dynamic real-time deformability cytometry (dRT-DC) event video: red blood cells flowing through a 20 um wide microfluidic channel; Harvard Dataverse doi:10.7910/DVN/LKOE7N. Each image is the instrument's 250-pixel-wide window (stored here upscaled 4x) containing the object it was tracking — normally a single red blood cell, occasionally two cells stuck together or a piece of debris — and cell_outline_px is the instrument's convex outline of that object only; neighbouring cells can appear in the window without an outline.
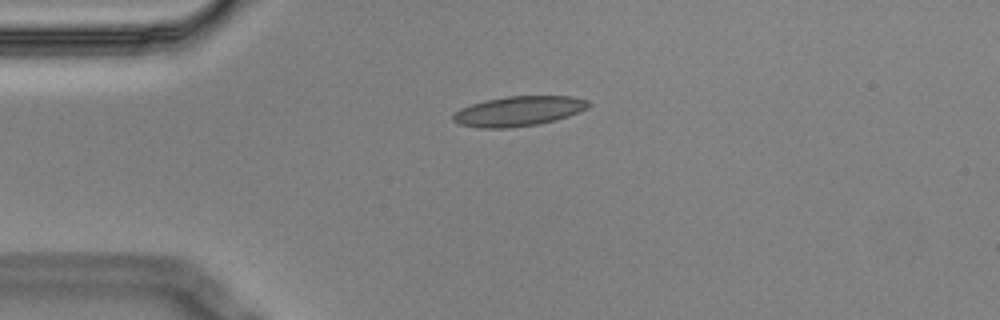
{"species": "Egyptian fruit bat (a non-hibernating species)", "species_latin": "Rousettus aegyptiacus", "temperature_condition": "cold", "stored_images_in_passage": 3, "camera_frame_rate_fps": 3000, "um_per_image_px": 0.085, "animal": {"sex": "male"}, "frame": {"image": 1, "passage_image": 2, "time_ms": 0.333, "image_size_px": [1000, 320], "cell_outline_px": [[592, 104], [588, 108], [568, 116], [556, 120], [540, 124], [508, 128], [480, 128], [460, 124], [452, 120], [452, 116], [460, 108], [484, 100], [508, 96], [572, 96], [588, 100]], "centroid_in_image_um": [44.1, 9.44], "position_along_channel_um": 40.9, "area_um2": 23.7}}